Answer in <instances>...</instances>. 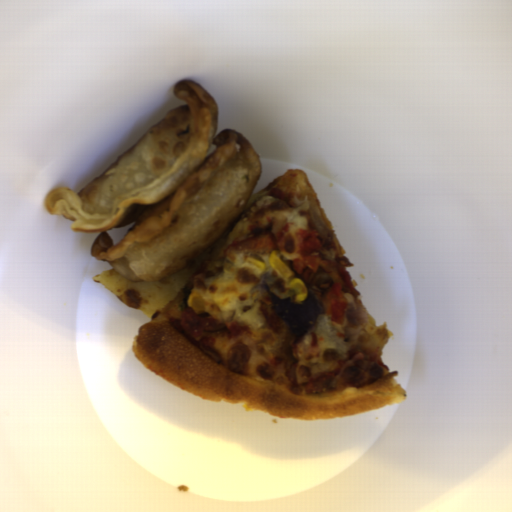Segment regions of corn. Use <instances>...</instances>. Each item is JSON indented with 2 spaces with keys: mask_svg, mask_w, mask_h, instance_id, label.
<instances>
[{
  "mask_svg": "<svg viewBox=\"0 0 512 512\" xmlns=\"http://www.w3.org/2000/svg\"><path fill=\"white\" fill-rule=\"evenodd\" d=\"M268 263L285 280L287 286L295 292V300L299 301L307 298L308 290L305 283L302 279L295 277L292 270L281 257L271 254Z\"/></svg>",
  "mask_w": 512,
  "mask_h": 512,
  "instance_id": "obj_1",
  "label": "corn"
},
{
  "mask_svg": "<svg viewBox=\"0 0 512 512\" xmlns=\"http://www.w3.org/2000/svg\"><path fill=\"white\" fill-rule=\"evenodd\" d=\"M244 263H246L247 265H251V266L257 268L260 272L262 270H264V267H265V264L263 262H261L260 260H258L255 257H251V256L249 258H247Z\"/></svg>",
  "mask_w": 512,
  "mask_h": 512,
  "instance_id": "obj_2",
  "label": "corn"
},
{
  "mask_svg": "<svg viewBox=\"0 0 512 512\" xmlns=\"http://www.w3.org/2000/svg\"><path fill=\"white\" fill-rule=\"evenodd\" d=\"M199 295H200V294H198V293L190 294V296H189V298H188V301H187L188 306L193 305V300H194V298H195V297H198Z\"/></svg>",
  "mask_w": 512,
  "mask_h": 512,
  "instance_id": "obj_3",
  "label": "corn"
}]
</instances>
